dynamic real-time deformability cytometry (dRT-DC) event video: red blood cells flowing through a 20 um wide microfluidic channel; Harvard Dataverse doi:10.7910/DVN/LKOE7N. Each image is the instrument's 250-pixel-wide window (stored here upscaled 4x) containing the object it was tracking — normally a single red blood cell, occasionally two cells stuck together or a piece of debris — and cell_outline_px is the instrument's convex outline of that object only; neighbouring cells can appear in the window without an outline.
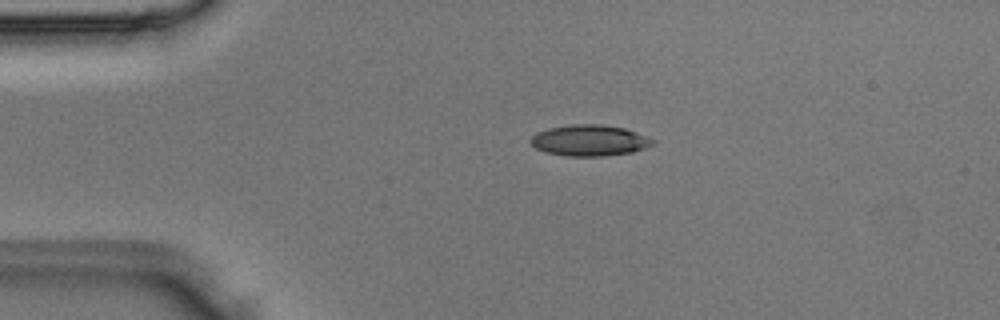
{"species": "Egyptian fruit bat (a non-hibernating species)", "species_latin": "Rousettus aegyptiacus", "temperature_condition": "room temperature", "stored_images_in_passage": 2, "camera_frame_rate_fps": 3000, "um_per_image_px": 0.085, "animal": {"sex": "male"}, "frame": {"image": 1, "passage_image": 1, "time_ms": 0.0, "image_size_px": [1000, 320], "cell_outline_px": [[656, 144], [632, 152], [604, 156], [568, 156], [548, 152], [536, 148], [528, 140], [536, 132], [548, 128], [572, 124], [604, 124], [624, 128], [636, 132], [656, 140]], "centroid_in_image_um": [50.13, 11.93], "position_along_channel_um": 34.9, "area_um2": 22.2}}